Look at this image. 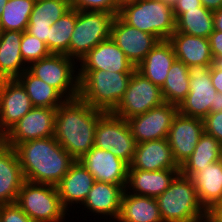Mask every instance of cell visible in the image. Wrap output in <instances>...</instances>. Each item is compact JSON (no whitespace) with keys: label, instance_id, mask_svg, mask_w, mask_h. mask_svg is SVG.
I'll list each match as a JSON object with an SVG mask.
<instances>
[{"label":"cell","instance_id":"cell-3","mask_svg":"<svg viewBox=\"0 0 222 222\" xmlns=\"http://www.w3.org/2000/svg\"><path fill=\"white\" fill-rule=\"evenodd\" d=\"M133 72L78 70L79 97L92 108L112 112L123 98Z\"/></svg>","mask_w":222,"mask_h":222},{"label":"cell","instance_id":"cell-22","mask_svg":"<svg viewBox=\"0 0 222 222\" xmlns=\"http://www.w3.org/2000/svg\"><path fill=\"white\" fill-rule=\"evenodd\" d=\"M179 172L180 169H163L152 172L128 169L125 190L134 195L157 198L169 187Z\"/></svg>","mask_w":222,"mask_h":222},{"label":"cell","instance_id":"cell-38","mask_svg":"<svg viewBox=\"0 0 222 222\" xmlns=\"http://www.w3.org/2000/svg\"><path fill=\"white\" fill-rule=\"evenodd\" d=\"M0 222H34L17 204L0 205Z\"/></svg>","mask_w":222,"mask_h":222},{"label":"cell","instance_id":"cell-26","mask_svg":"<svg viewBox=\"0 0 222 222\" xmlns=\"http://www.w3.org/2000/svg\"><path fill=\"white\" fill-rule=\"evenodd\" d=\"M175 60L172 44L168 40L159 41L136 67V71L161 88Z\"/></svg>","mask_w":222,"mask_h":222},{"label":"cell","instance_id":"cell-5","mask_svg":"<svg viewBox=\"0 0 222 222\" xmlns=\"http://www.w3.org/2000/svg\"><path fill=\"white\" fill-rule=\"evenodd\" d=\"M118 16L129 26L154 35L159 41L168 40L176 29L173 8L164 2L137 0L123 5Z\"/></svg>","mask_w":222,"mask_h":222},{"label":"cell","instance_id":"cell-35","mask_svg":"<svg viewBox=\"0 0 222 222\" xmlns=\"http://www.w3.org/2000/svg\"><path fill=\"white\" fill-rule=\"evenodd\" d=\"M36 0H8L0 18L2 31L26 30Z\"/></svg>","mask_w":222,"mask_h":222},{"label":"cell","instance_id":"cell-36","mask_svg":"<svg viewBox=\"0 0 222 222\" xmlns=\"http://www.w3.org/2000/svg\"><path fill=\"white\" fill-rule=\"evenodd\" d=\"M20 51L24 62L28 66L32 62L38 61L51 54L45 42L25 31L22 34Z\"/></svg>","mask_w":222,"mask_h":222},{"label":"cell","instance_id":"cell-33","mask_svg":"<svg viewBox=\"0 0 222 222\" xmlns=\"http://www.w3.org/2000/svg\"><path fill=\"white\" fill-rule=\"evenodd\" d=\"M214 30L213 11L201 6L187 10L176 19L175 32L207 38Z\"/></svg>","mask_w":222,"mask_h":222},{"label":"cell","instance_id":"cell-11","mask_svg":"<svg viewBox=\"0 0 222 222\" xmlns=\"http://www.w3.org/2000/svg\"><path fill=\"white\" fill-rule=\"evenodd\" d=\"M210 67L202 65L189 67V92L178 106L181 115L203 120L211 113L217 91L212 85Z\"/></svg>","mask_w":222,"mask_h":222},{"label":"cell","instance_id":"cell-45","mask_svg":"<svg viewBox=\"0 0 222 222\" xmlns=\"http://www.w3.org/2000/svg\"><path fill=\"white\" fill-rule=\"evenodd\" d=\"M214 30L222 32V8L213 11Z\"/></svg>","mask_w":222,"mask_h":222},{"label":"cell","instance_id":"cell-6","mask_svg":"<svg viewBox=\"0 0 222 222\" xmlns=\"http://www.w3.org/2000/svg\"><path fill=\"white\" fill-rule=\"evenodd\" d=\"M16 204L34 222H64L70 214L63 207L57 186L25 181Z\"/></svg>","mask_w":222,"mask_h":222},{"label":"cell","instance_id":"cell-52","mask_svg":"<svg viewBox=\"0 0 222 222\" xmlns=\"http://www.w3.org/2000/svg\"><path fill=\"white\" fill-rule=\"evenodd\" d=\"M220 160L222 161V147H221V158H220Z\"/></svg>","mask_w":222,"mask_h":222},{"label":"cell","instance_id":"cell-48","mask_svg":"<svg viewBox=\"0 0 222 222\" xmlns=\"http://www.w3.org/2000/svg\"><path fill=\"white\" fill-rule=\"evenodd\" d=\"M154 1L164 2V3L168 4V5H171L172 7L177 2V0H154Z\"/></svg>","mask_w":222,"mask_h":222},{"label":"cell","instance_id":"cell-13","mask_svg":"<svg viewBox=\"0 0 222 222\" xmlns=\"http://www.w3.org/2000/svg\"><path fill=\"white\" fill-rule=\"evenodd\" d=\"M56 109L33 107L23 118L4 134V143L17 144L54 136Z\"/></svg>","mask_w":222,"mask_h":222},{"label":"cell","instance_id":"cell-10","mask_svg":"<svg viewBox=\"0 0 222 222\" xmlns=\"http://www.w3.org/2000/svg\"><path fill=\"white\" fill-rule=\"evenodd\" d=\"M163 103L161 88L135 70L123 98L111 113L127 120Z\"/></svg>","mask_w":222,"mask_h":222},{"label":"cell","instance_id":"cell-30","mask_svg":"<svg viewBox=\"0 0 222 222\" xmlns=\"http://www.w3.org/2000/svg\"><path fill=\"white\" fill-rule=\"evenodd\" d=\"M221 147L219 141L204 132L192 155L180 166V173L191 178L195 173L202 171V168L219 161Z\"/></svg>","mask_w":222,"mask_h":222},{"label":"cell","instance_id":"cell-4","mask_svg":"<svg viewBox=\"0 0 222 222\" xmlns=\"http://www.w3.org/2000/svg\"><path fill=\"white\" fill-rule=\"evenodd\" d=\"M156 199L163 222H200L207 217L192 179L180 172Z\"/></svg>","mask_w":222,"mask_h":222},{"label":"cell","instance_id":"cell-8","mask_svg":"<svg viewBox=\"0 0 222 222\" xmlns=\"http://www.w3.org/2000/svg\"><path fill=\"white\" fill-rule=\"evenodd\" d=\"M65 54L51 53L32 62L28 70L46 84L57 89L66 99L79 97L78 62Z\"/></svg>","mask_w":222,"mask_h":222},{"label":"cell","instance_id":"cell-44","mask_svg":"<svg viewBox=\"0 0 222 222\" xmlns=\"http://www.w3.org/2000/svg\"><path fill=\"white\" fill-rule=\"evenodd\" d=\"M203 7L215 11L222 8V0H200Z\"/></svg>","mask_w":222,"mask_h":222},{"label":"cell","instance_id":"cell-42","mask_svg":"<svg viewBox=\"0 0 222 222\" xmlns=\"http://www.w3.org/2000/svg\"><path fill=\"white\" fill-rule=\"evenodd\" d=\"M208 40L213 58L222 57V32L213 30Z\"/></svg>","mask_w":222,"mask_h":222},{"label":"cell","instance_id":"cell-25","mask_svg":"<svg viewBox=\"0 0 222 222\" xmlns=\"http://www.w3.org/2000/svg\"><path fill=\"white\" fill-rule=\"evenodd\" d=\"M168 41L173 46L176 59L186 66L213 64L214 58L207 38L174 32Z\"/></svg>","mask_w":222,"mask_h":222},{"label":"cell","instance_id":"cell-34","mask_svg":"<svg viewBox=\"0 0 222 222\" xmlns=\"http://www.w3.org/2000/svg\"><path fill=\"white\" fill-rule=\"evenodd\" d=\"M76 24V9L71 8L51 27L47 37V48L54 54L69 53L71 35Z\"/></svg>","mask_w":222,"mask_h":222},{"label":"cell","instance_id":"cell-9","mask_svg":"<svg viewBox=\"0 0 222 222\" xmlns=\"http://www.w3.org/2000/svg\"><path fill=\"white\" fill-rule=\"evenodd\" d=\"M133 138L125 119L105 113L96 124L94 146L108 150L128 165L131 164L136 150Z\"/></svg>","mask_w":222,"mask_h":222},{"label":"cell","instance_id":"cell-16","mask_svg":"<svg viewBox=\"0 0 222 222\" xmlns=\"http://www.w3.org/2000/svg\"><path fill=\"white\" fill-rule=\"evenodd\" d=\"M203 133L204 122L202 119L187 117L179 112L174 117L167 139L174 160L179 166L192 155Z\"/></svg>","mask_w":222,"mask_h":222},{"label":"cell","instance_id":"cell-23","mask_svg":"<svg viewBox=\"0 0 222 222\" xmlns=\"http://www.w3.org/2000/svg\"><path fill=\"white\" fill-rule=\"evenodd\" d=\"M25 178L13 147L0 146V205L15 203Z\"/></svg>","mask_w":222,"mask_h":222},{"label":"cell","instance_id":"cell-21","mask_svg":"<svg viewBox=\"0 0 222 222\" xmlns=\"http://www.w3.org/2000/svg\"><path fill=\"white\" fill-rule=\"evenodd\" d=\"M128 169L158 171L163 169H180L174 160L168 139H160L138 143L134 158Z\"/></svg>","mask_w":222,"mask_h":222},{"label":"cell","instance_id":"cell-12","mask_svg":"<svg viewBox=\"0 0 222 222\" xmlns=\"http://www.w3.org/2000/svg\"><path fill=\"white\" fill-rule=\"evenodd\" d=\"M178 106L164 102L144 114L126 120L136 143L160 140L168 137Z\"/></svg>","mask_w":222,"mask_h":222},{"label":"cell","instance_id":"cell-46","mask_svg":"<svg viewBox=\"0 0 222 222\" xmlns=\"http://www.w3.org/2000/svg\"><path fill=\"white\" fill-rule=\"evenodd\" d=\"M222 111V93L217 92L214 105L211 106V113Z\"/></svg>","mask_w":222,"mask_h":222},{"label":"cell","instance_id":"cell-15","mask_svg":"<svg viewBox=\"0 0 222 222\" xmlns=\"http://www.w3.org/2000/svg\"><path fill=\"white\" fill-rule=\"evenodd\" d=\"M33 105L17 79L0 80V132L4 135Z\"/></svg>","mask_w":222,"mask_h":222},{"label":"cell","instance_id":"cell-47","mask_svg":"<svg viewBox=\"0 0 222 222\" xmlns=\"http://www.w3.org/2000/svg\"><path fill=\"white\" fill-rule=\"evenodd\" d=\"M116 5L121 8L123 5L128 4V3H132V2H136L137 0H114Z\"/></svg>","mask_w":222,"mask_h":222},{"label":"cell","instance_id":"cell-41","mask_svg":"<svg viewBox=\"0 0 222 222\" xmlns=\"http://www.w3.org/2000/svg\"><path fill=\"white\" fill-rule=\"evenodd\" d=\"M201 6L202 4L200 0H177L172 8L175 19H177L182 13L186 12L187 10L196 9Z\"/></svg>","mask_w":222,"mask_h":222},{"label":"cell","instance_id":"cell-43","mask_svg":"<svg viewBox=\"0 0 222 222\" xmlns=\"http://www.w3.org/2000/svg\"><path fill=\"white\" fill-rule=\"evenodd\" d=\"M207 218L211 222H222V201L214 204L207 210Z\"/></svg>","mask_w":222,"mask_h":222},{"label":"cell","instance_id":"cell-24","mask_svg":"<svg viewBox=\"0 0 222 222\" xmlns=\"http://www.w3.org/2000/svg\"><path fill=\"white\" fill-rule=\"evenodd\" d=\"M71 9L70 0H36L25 32L46 43L50 27Z\"/></svg>","mask_w":222,"mask_h":222},{"label":"cell","instance_id":"cell-37","mask_svg":"<svg viewBox=\"0 0 222 222\" xmlns=\"http://www.w3.org/2000/svg\"><path fill=\"white\" fill-rule=\"evenodd\" d=\"M71 8L78 11H102L110 12L115 16L119 14L120 8L114 0H70Z\"/></svg>","mask_w":222,"mask_h":222},{"label":"cell","instance_id":"cell-7","mask_svg":"<svg viewBox=\"0 0 222 222\" xmlns=\"http://www.w3.org/2000/svg\"><path fill=\"white\" fill-rule=\"evenodd\" d=\"M114 18L110 12L76 10V24L67 56L79 62L96 45L110 38Z\"/></svg>","mask_w":222,"mask_h":222},{"label":"cell","instance_id":"cell-19","mask_svg":"<svg viewBox=\"0 0 222 222\" xmlns=\"http://www.w3.org/2000/svg\"><path fill=\"white\" fill-rule=\"evenodd\" d=\"M126 185H115L108 182L95 181L93 187L84 200L82 210H88L95 216L100 215V218L113 220L118 219L122 196ZM96 213V214H95ZM107 216V217H106ZM114 218V219H113Z\"/></svg>","mask_w":222,"mask_h":222},{"label":"cell","instance_id":"cell-2","mask_svg":"<svg viewBox=\"0 0 222 222\" xmlns=\"http://www.w3.org/2000/svg\"><path fill=\"white\" fill-rule=\"evenodd\" d=\"M25 181L57 186L73 157L53 137L30 140L14 147Z\"/></svg>","mask_w":222,"mask_h":222},{"label":"cell","instance_id":"cell-40","mask_svg":"<svg viewBox=\"0 0 222 222\" xmlns=\"http://www.w3.org/2000/svg\"><path fill=\"white\" fill-rule=\"evenodd\" d=\"M210 77L213 87L222 93V57H216L210 67Z\"/></svg>","mask_w":222,"mask_h":222},{"label":"cell","instance_id":"cell-50","mask_svg":"<svg viewBox=\"0 0 222 222\" xmlns=\"http://www.w3.org/2000/svg\"><path fill=\"white\" fill-rule=\"evenodd\" d=\"M4 143V135L0 132V146Z\"/></svg>","mask_w":222,"mask_h":222},{"label":"cell","instance_id":"cell-32","mask_svg":"<svg viewBox=\"0 0 222 222\" xmlns=\"http://www.w3.org/2000/svg\"><path fill=\"white\" fill-rule=\"evenodd\" d=\"M189 85V67L176 59L161 87L164 102L179 106L189 92Z\"/></svg>","mask_w":222,"mask_h":222},{"label":"cell","instance_id":"cell-31","mask_svg":"<svg viewBox=\"0 0 222 222\" xmlns=\"http://www.w3.org/2000/svg\"><path fill=\"white\" fill-rule=\"evenodd\" d=\"M17 80L25 88L33 107L57 109L66 98L54 87L26 69Z\"/></svg>","mask_w":222,"mask_h":222},{"label":"cell","instance_id":"cell-14","mask_svg":"<svg viewBox=\"0 0 222 222\" xmlns=\"http://www.w3.org/2000/svg\"><path fill=\"white\" fill-rule=\"evenodd\" d=\"M110 37L135 68L159 42L154 35L129 26L118 15L113 20Z\"/></svg>","mask_w":222,"mask_h":222},{"label":"cell","instance_id":"cell-17","mask_svg":"<svg viewBox=\"0 0 222 222\" xmlns=\"http://www.w3.org/2000/svg\"><path fill=\"white\" fill-rule=\"evenodd\" d=\"M95 181L126 185L129 165L108 150L93 147L78 160Z\"/></svg>","mask_w":222,"mask_h":222},{"label":"cell","instance_id":"cell-27","mask_svg":"<svg viewBox=\"0 0 222 222\" xmlns=\"http://www.w3.org/2000/svg\"><path fill=\"white\" fill-rule=\"evenodd\" d=\"M21 31H2L0 40V80L17 79L28 65L24 62L21 51Z\"/></svg>","mask_w":222,"mask_h":222},{"label":"cell","instance_id":"cell-51","mask_svg":"<svg viewBox=\"0 0 222 222\" xmlns=\"http://www.w3.org/2000/svg\"><path fill=\"white\" fill-rule=\"evenodd\" d=\"M200 222H211L207 217L201 220Z\"/></svg>","mask_w":222,"mask_h":222},{"label":"cell","instance_id":"cell-28","mask_svg":"<svg viewBox=\"0 0 222 222\" xmlns=\"http://www.w3.org/2000/svg\"><path fill=\"white\" fill-rule=\"evenodd\" d=\"M115 222H163L157 199L123 193L120 213Z\"/></svg>","mask_w":222,"mask_h":222},{"label":"cell","instance_id":"cell-1","mask_svg":"<svg viewBox=\"0 0 222 222\" xmlns=\"http://www.w3.org/2000/svg\"><path fill=\"white\" fill-rule=\"evenodd\" d=\"M105 113L80 97L66 99L56 109L55 140L74 160H79L94 147L96 124Z\"/></svg>","mask_w":222,"mask_h":222},{"label":"cell","instance_id":"cell-29","mask_svg":"<svg viewBox=\"0 0 222 222\" xmlns=\"http://www.w3.org/2000/svg\"><path fill=\"white\" fill-rule=\"evenodd\" d=\"M200 204L207 211L222 201V161L209 164L191 177Z\"/></svg>","mask_w":222,"mask_h":222},{"label":"cell","instance_id":"cell-39","mask_svg":"<svg viewBox=\"0 0 222 222\" xmlns=\"http://www.w3.org/2000/svg\"><path fill=\"white\" fill-rule=\"evenodd\" d=\"M204 132L222 144V111L209 113L204 119Z\"/></svg>","mask_w":222,"mask_h":222},{"label":"cell","instance_id":"cell-49","mask_svg":"<svg viewBox=\"0 0 222 222\" xmlns=\"http://www.w3.org/2000/svg\"><path fill=\"white\" fill-rule=\"evenodd\" d=\"M7 1L8 0H0V18H1V15L3 13V8L7 4Z\"/></svg>","mask_w":222,"mask_h":222},{"label":"cell","instance_id":"cell-20","mask_svg":"<svg viewBox=\"0 0 222 222\" xmlns=\"http://www.w3.org/2000/svg\"><path fill=\"white\" fill-rule=\"evenodd\" d=\"M94 183L93 175L78 160H75L57 185L63 207L68 212H71L68 208L73 206V204H76L77 208L82 207L81 205Z\"/></svg>","mask_w":222,"mask_h":222},{"label":"cell","instance_id":"cell-18","mask_svg":"<svg viewBox=\"0 0 222 222\" xmlns=\"http://www.w3.org/2000/svg\"><path fill=\"white\" fill-rule=\"evenodd\" d=\"M80 64V65H79ZM78 70H104L111 72H134L136 68L124 51L110 38L90 50L78 63Z\"/></svg>","mask_w":222,"mask_h":222}]
</instances>
